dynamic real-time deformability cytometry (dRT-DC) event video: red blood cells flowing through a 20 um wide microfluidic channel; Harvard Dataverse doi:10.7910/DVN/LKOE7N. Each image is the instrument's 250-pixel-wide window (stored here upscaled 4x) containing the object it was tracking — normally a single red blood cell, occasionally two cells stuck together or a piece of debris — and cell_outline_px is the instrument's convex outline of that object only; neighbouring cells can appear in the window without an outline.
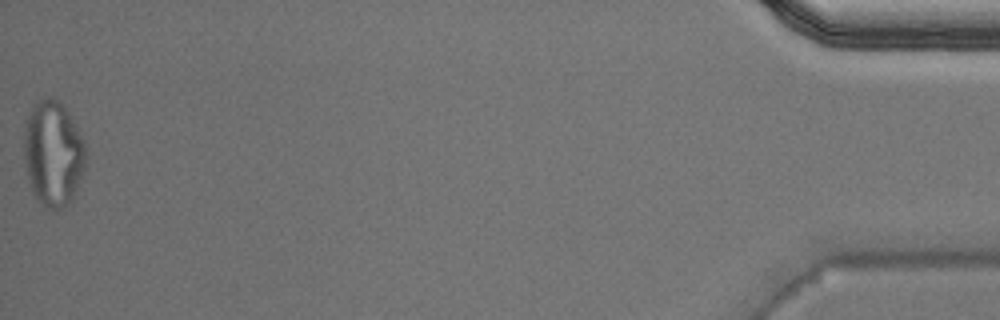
{"species": "Egyptian fruit bat (a non-hibernating species)", "species_latin": "Rousettus aegyptiacus", "temperature_condition": "warm", "stored_images_in_passage": 51, "camera_frame_rate_fps": 3000, "um_per_image_px": 0.085, "animal": {"sex": "male"}, "frame": {"image": 1, "passage_image": 51, "time_ms": 16.667, "image_size_px": [1000, 320], "cell_outline_px": [[84, 168], [72, 200], [60, 208], [44, 208], [36, 200], [32, 192], [28, 180], [24, 160], [24, 132], [28, 116], [32, 108], [40, 100], [52, 96], [64, 108], [76, 124], [84, 140]], "centroid_in_image_um": [4.49, 13.08], "position_along_channel_um": 430.7, "area_um2": 37.57}, "authors_computed_cell_mechanics": {"area_um2": 22.542, "velocity_mm_per_s": 4.004, "shape_relaxation_time_tau1_ms": null, "shape_relaxation_time_tau2_ms": 1.0158, "deformation_change_tau1": null, "deformation_change_tau2": 0.1029}}